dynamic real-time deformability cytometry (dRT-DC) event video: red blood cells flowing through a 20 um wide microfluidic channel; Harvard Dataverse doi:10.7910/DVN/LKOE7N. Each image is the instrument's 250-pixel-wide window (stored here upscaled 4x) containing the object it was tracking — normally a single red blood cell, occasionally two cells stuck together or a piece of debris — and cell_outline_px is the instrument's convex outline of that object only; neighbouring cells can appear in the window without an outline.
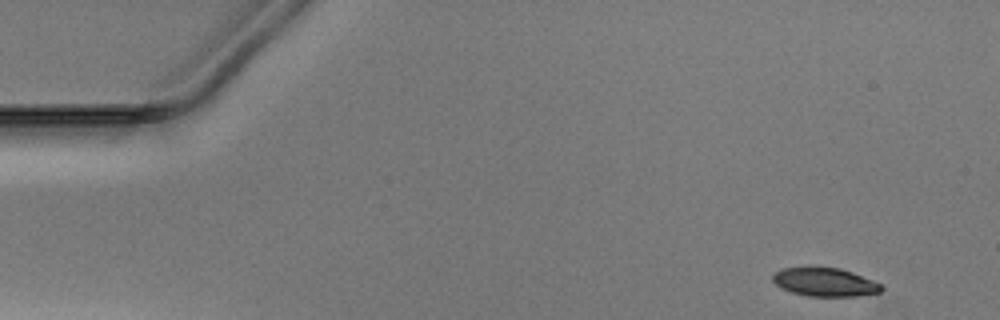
{"species": "Egyptian fruit bat (a non-hibernating species)", "species_latin": "Rousettus aegyptiacus", "temperature_condition": "warm", "stored_images_in_passage": 39, "camera_frame_rate_fps": 3000, "um_per_image_px": 0.085, "animal": {"sex": "male"}, "frame": {"image": 1, "passage_image": 1, "time_ms": 0.0, "image_size_px": [1000, 320], "cell_outline_px": [[884, 288], [880, 292], [856, 296], [808, 296], [792, 292], [780, 288], [772, 280], [772, 276], [780, 268], [808, 264], [812, 264], [840, 268], [852, 272], [884, 284]], "centroid_in_image_um": [70.08, 23.92], "position_along_channel_um": 14.9, "area_um2": 18.9}}
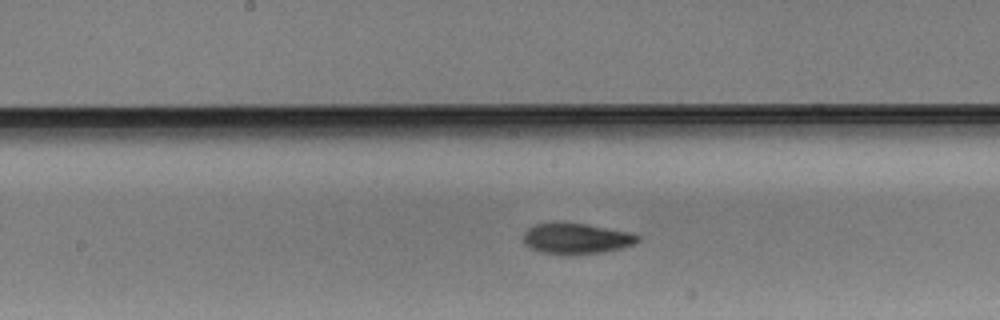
{"frame": {"image": 2, "passage_image": 23, "time_ms": 7.333, "image_size_px": [1000, 320], "cell_outline_px": [[640, 240], [632, 244], [620, 248], [604, 252], [568, 256], [540, 252], [524, 244], [524, 232], [528, 228], [536, 224], [588, 224], [632, 232], [640, 236]], "centroid_in_image_um": [49.02, 20.31], "position_along_channel_um": 199.2, "area_um2": 20.46}}
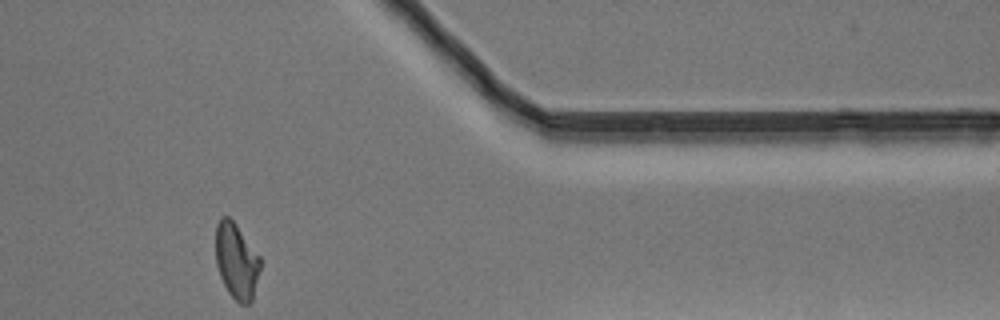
{"frame": {"image": 3, "passage_image": 39, "time_ms": 12.667, "image_size_px": [1000, 320], "cell_outline_px": [[260, 268], [252, 300], [248, 304], [240, 304], [228, 292], [220, 276], [216, 264], [216, 224], [220, 216], [228, 216], [236, 224], [260, 256]], "centroid_in_image_um": [20.09, 22.16], "position_along_channel_um": 391.3, "area_um2": 19.59}}